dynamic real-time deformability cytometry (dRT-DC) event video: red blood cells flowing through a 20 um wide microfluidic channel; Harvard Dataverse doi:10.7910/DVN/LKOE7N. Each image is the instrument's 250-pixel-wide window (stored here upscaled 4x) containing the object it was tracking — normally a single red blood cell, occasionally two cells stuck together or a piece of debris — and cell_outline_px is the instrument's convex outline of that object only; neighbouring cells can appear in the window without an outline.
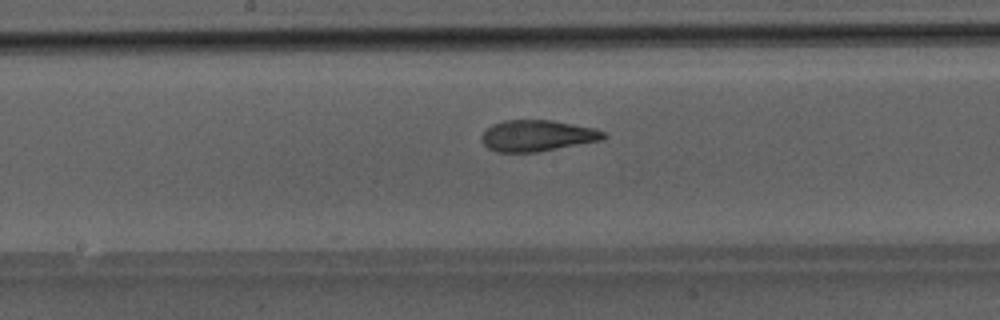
{"species": "Egyptian fruit bat (a non-hibernating species)", "species_latin": "Rousettus aegyptiacus", "temperature_condition": "room temperature", "stored_images_in_passage": 45, "camera_frame_rate_fps": 3000, "um_per_image_px": 0.085, "animal": {"sex": "male"}, "frame": {"image": 1, "passage_image": 26, "time_ms": 8.333, "image_size_px": [1000, 320], "cell_outline_px": [[608, 136], [600, 140], [536, 152], [496, 152], [488, 148], [480, 140], [480, 136], [492, 124], [504, 120], [552, 120], [596, 128], [608, 132]], "centroid_in_image_um": [45.67, 11.52], "position_along_channel_um": 202.5, "area_um2": 22.25}}
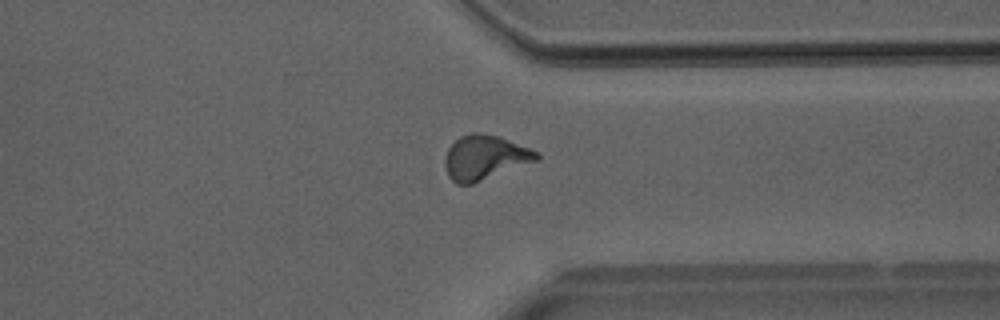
{"frame": {"image": 2, "passage_image": 38, "time_ms": 12.333, "image_size_px": [1000, 320], "cell_outline_px": [[540, 160], [472, 184], [456, 184], [448, 176], [444, 164], [444, 160], [448, 148], [460, 136], [472, 132], [480, 132], [496, 136], [540, 152]], "centroid_in_image_um": [41.21, 13.4], "position_along_channel_um": 370.2, "area_um2": 23.81}}
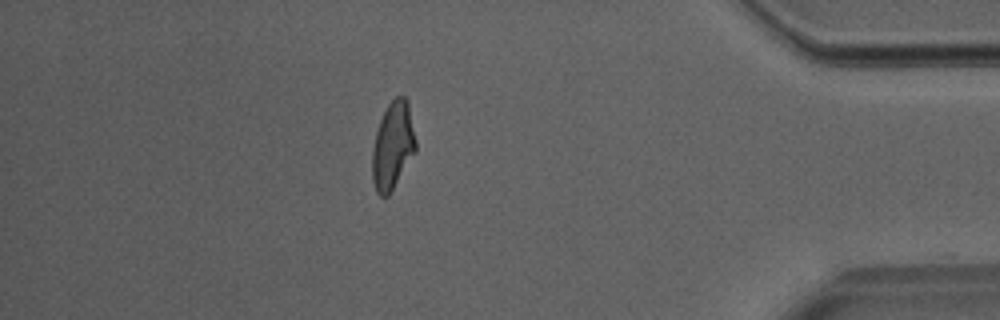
{"frame": {"image": 3, "passage_image": 43, "time_ms": 14.0, "image_size_px": [1000, 320], "cell_outline_px": [[416, 152], [388, 196], [380, 196], [376, 192], [372, 180], [372, 148], [376, 132], [380, 120], [388, 104], [396, 96], [404, 96], [408, 100], [416, 140]], "centroid_in_image_um": [33.39, 12.38], "position_along_channel_um": 401.8, "area_um2": 22.25}}